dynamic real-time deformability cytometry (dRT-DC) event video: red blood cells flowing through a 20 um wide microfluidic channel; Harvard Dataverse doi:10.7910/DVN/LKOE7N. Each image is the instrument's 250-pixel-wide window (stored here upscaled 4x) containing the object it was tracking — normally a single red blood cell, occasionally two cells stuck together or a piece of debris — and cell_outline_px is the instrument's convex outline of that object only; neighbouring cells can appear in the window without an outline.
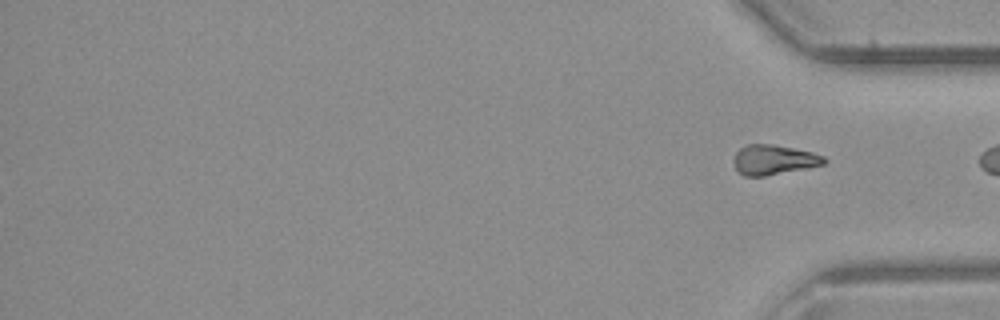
{"species": "common noctule bat (a hibernating species)", "species_latin": "Nyctalus noctula", "temperature_condition": "room temperature", "stored_images_in_passage": 40, "segment_of_instrument_passage": [2, 2], "camera_frame_rate_fps": 3000, "um_per_image_px": 0.085, "animal": {"sex": "male", "body_mass_g": 23.1, "forearm_length_mm": 52.7}, "frame": {"image": 1, "passage_image": 40, "time_ms": 13.0, "image_size_px": [1000, 320], "cell_outline_px": [[828, 160], [824, 164], [764, 176], [744, 176], [732, 164], [732, 160], [736, 152], [740, 148], [748, 144], [772, 144], [812, 152], [824, 156]], "centroid_in_image_um": [65.73, 13.57], "position_along_channel_um": 369.5, "area_um2": 15.61}}